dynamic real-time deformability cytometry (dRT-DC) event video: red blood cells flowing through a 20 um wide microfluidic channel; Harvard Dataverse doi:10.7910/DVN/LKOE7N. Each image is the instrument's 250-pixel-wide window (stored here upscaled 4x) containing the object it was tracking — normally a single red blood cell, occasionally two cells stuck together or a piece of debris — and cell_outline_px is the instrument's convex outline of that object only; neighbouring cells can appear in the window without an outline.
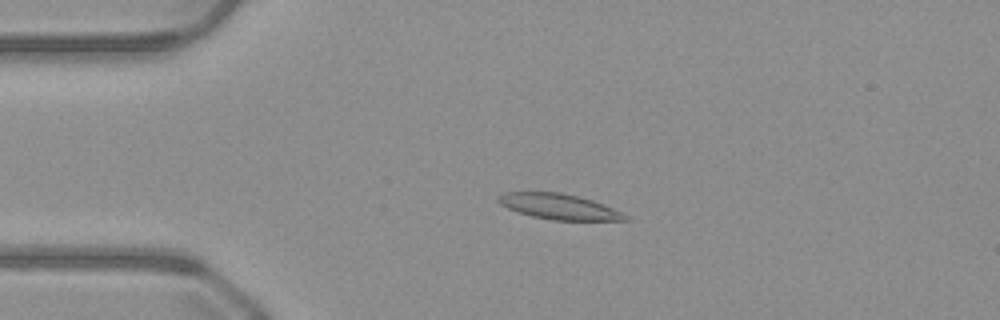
{"species": "common noctule bat (a hibernating species)", "species_latin": "Nyctalus noctula", "temperature_condition": "warm", "stored_images_in_passage": 51, "camera_frame_rate_fps": 3000, "um_per_image_px": 0.085, "animal": {"sex": "male", "body_mass_g": 23.1, "forearm_length_mm": 52.7}, "frame": {"image": 1, "passage_image": 12, "time_ms": 3.667, "image_size_px": [1000, 320], "cell_outline_px": [[632, 220], [552, 220], [532, 216], [508, 208], [500, 204], [496, 200], [496, 196], [504, 192], [560, 192], [580, 196], [604, 204], [628, 216]], "centroid_in_image_um": [47.5, 17.55], "position_along_channel_um": 37.5, "area_um2": 18.84}}
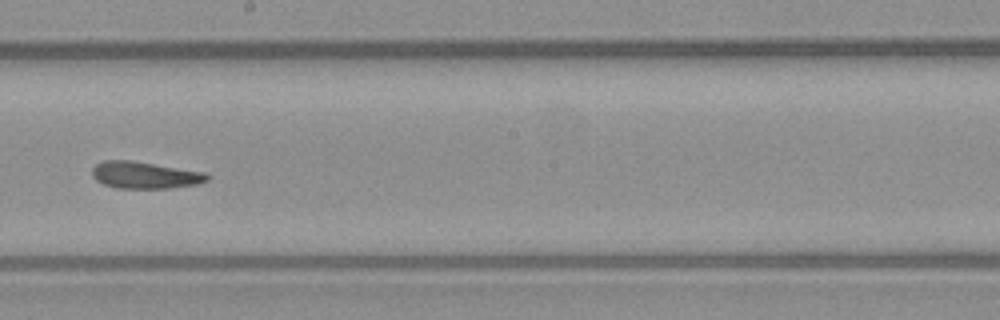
{"frame": {"image": 2, "passage_image": 29, "time_ms": 9.333, "image_size_px": [1000, 320], "cell_outline_px": [[212, 176], [208, 180], [196, 184], [172, 188], [116, 188], [104, 184], [96, 180], [92, 176], [92, 168], [96, 164], [104, 160], [132, 160], [208, 172]], "centroid_in_image_um": [12.36, 14.87], "position_along_channel_um": 235.8, "area_um2": 18.32}}
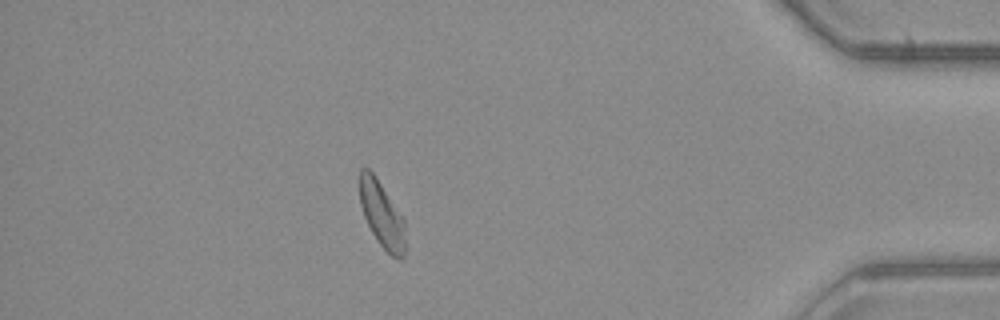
{"frame": {"image": 3, "passage_image": 45, "time_ms": 14.667, "image_size_px": [1000, 320], "cell_outline_px": [[404, 260], [400, 260], [392, 256], [380, 244], [372, 232], [364, 216], [360, 204], [360, 168], [368, 168], [372, 172], [404, 220]], "centroid_in_image_um": [32.45, 18.27], "position_along_channel_um": 402.8, "area_um2": 16.94}, "authors_computed_cell_mechanics": {"area_um2": 18.5538, "velocity_mm_per_s": 4.0577, "shape_relaxation_time_tau1_ms": null, "shape_relaxation_time_tau2_ms": 6.257, "deformation_change_tau1": null, "deformation_change_tau2": 0.1707}}